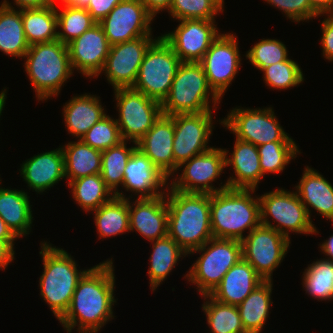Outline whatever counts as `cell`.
<instances>
[{"label":"cell","instance_id":"obj_1","mask_svg":"<svg viewBox=\"0 0 333 333\" xmlns=\"http://www.w3.org/2000/svg\"><path fill=\"white\" fill-rule=\"evenodd\" d=\"M113 266L112 259L106 260L91 267L78 281L69 309L59 320L67 333H71L75 326H78V333H97L114 319Z\"/></svg>","mask_w":333,"mask_h":333},{"label":"cell","instance_id":"obj_2","mask_svg":"<svg viewBox=\"0 0 333 333\" xmlns=\"http://www.w3.org/2000/svg\"><path fill=\"white\" fill-rule=\"evenodd\" d=\"M167 188V235L189 254L213 238L210 194L185 193Z\"/></svg>","mask_w":333,"mask_h":333},{"label":"cell","instance_id":"obj_3","mask_svg":"<svg viewBox=\"0 0 333 333\" xmlns=\"http://www.w3.org/2000/svg\"><path fill=\"white\" fill-rule=\"evenodd\" d=\"M255 189H231L210 194V220L214 238L242 241L261 224L260 201Z\"/></svg>","mask_w":333,"mask_h":333},{"label":"cell","instance_id":"obj_4","mask_svg":"<svg viewBox=\"0 0 333 333\" xmlns=\"http://www.w3.org/2000/svg\"><path fill=\"white\" fill-rule=\"evenodd\" d=\"M44 272L40 276V295L60 320L69 309L78 281L89 270H78L76 261L65 250L41 243Z\"/></svg>","mask_w":333,"mask_h":333},{"label":"cell","instance_id":"obj_5","mask_svg":"<svg viewBox=\"0 0 333 333\" xmlns=\"http://www.w3.org/2000/svg\"><path fill=\"white\" fill-rule=\"evenodd\" d=\"M23 58L38 101L59 95L64 82L73 75L68 47L58 39L29 45Z\"/></svg>","mask_w":333,"mask_h":333},{"label":"cell","instance_id":"obj_6","mask_svg":"<svg viewBox=\"0 0 333 333\" xmlns=\"http://www.w3.org/2000/svg\"><path fill=\"white\" fill-rule=\"evenodd\" d=\"M210 97L213 108H217L221 99L210 88L202 65L199 62H182L178 67L169 94L161 103L162 113L172 116L212 112V107L209 105Z\"/></svg>","mask_w":333,"mask_h":333},{"label":"cell","instance_id":"obj_7","mask_svg":"<svg viewBox=\"0 0 333 333\" xmlns=\"http://www.w3.org/2000/svg\"><path fill=\"white\" fill-rule=\"evenodd\" d=\"M202 253L193 263L186 278L197 286L202 295H210L224 275L242 258V242L233 239L211 238L189 254Z\"/></svg>","mask_w":333,"mask_h":333},{"label":"cell","instance_id":"obj_8","mask_svg":"<svg viewBox=\"0 0 333 333\" xmlns=\"http://www.w3.org/2000/svg\"><path fill=\"white\" fill-rule=\"evenodd\" d=\"M156 38L146 51L132 88L162 103L182 61L161 36Z\"/></svg>","mask_w":333,"mask_h":333},{"label":"cell","instance_id":"obj_9","mask_svg":"<svg viewBox=\"0 0 333 333\" xmlns=\"http://www.w3.org/2000/svg\"><path fill=\"white\" fill-rule=\"evenodd\" d=\"M259 201L262 225L275 229L288 239L290 232L306 235L318 233L296 191L278 188L261 195ZM269 216L274 223L277 222L276 225L271 224Z\"/></svg>","mask_w":333,"mask_h":333},{"label":"cell","instance_id":"obj_10","mask_svg":"<svg viewBox=\"0 0 333 333\" xmlns=\"http://www.w3.org/2000/svg\"><path fill=\"white\" fill-rule=\"evenodd\" d=\"M114 95L121 136L136 144L163 114L161 103L132 87L114 89Z\"/></svg>","mask_w":333,"mask_h":333},{"label":"cell","instance_id":"obj_11","mask_svg":"<svg viewBox=\"0 0 333 333\" xmlns=\"http://www.w3.org/2000/svg\"><path fill=\"white\" fill-rule=\"evenodd\" d=\"M227 118L220 121L235 134L236 139L260 146L274 141H293L280 126L271 107L244 109L233 108Z\"/></svg>","mask_w":333,"mask_h":333},{"label":"cell","instance_id":"obj_12","mask_svg":"<svg viewBox=\"0 0 333 333\" xmlns=\"http://www.w3.org/2000/svg\"><path fill=\"white\" fill-rule=\"evenodd\" d=\"M242 254L264 281H272L275 268L281 264L290 246V239L275 229L260 224L243 238Z\"/></svg>","mask_w":333,"mask_h":333},{"label":"cell","instance_id":"obj_13","mask_svg":"<svg viewBox=\"0 0 333 333\" xmlns=\"http://www.w3.org/2000/svg\"><path fill=\"white\" fill-rule=\"evenodd\" d=\"M225 151L222 148L212 147L208 151L193 156L190 160L181 163L177 171L182 168V174L176 175L169 188L185 193L213 194L229 188L227 182L215 188L212 182L222 174L225 165Z\"/></svg>","mask_w":333,"mask_h":333},{"label":"cell","instance_id":"obj_14","mask_svg":"<svg viewBox=\"0 0 333 333\" xmlns=\"http://www.w3.org/2000/svg\"><path fill=\"white\" fill-rule=\"evenodd\" d=\"M235 34H220L199 62L208 84L221 99L241 66V56Z\"/></svg>","mask_w":333,"mask_h":333},{"label":"cell","instance_id":"obj_15","mask_svg":"<svg viewBox=\"0 0 333 333\" xmlns=\"http://www.w3.org/2000/svg\"><path fill=\"white\" fill-rule=\"evenodd\" d=\"M153 20L140 0H122L99 24L112 46L141 36H152L150 24Z\"/></svg>","mask_w":333,"mask_h":333},{"label":"cell","instance_id":"obj_16","mask_svg":"<svg viewBox=\"0 0 333 333\" xmlns=\"http://www.w3.org/2000/svg\"><path fill=\"white\" fill-rule=\"evenodd\" d=\"M212 113L174 115L173 157L178 166L212 148L207 145L214 129Z\"/></svg>","mask_w":333,"mask_h":333},{"label":"cell","instance_id":"obj_17","mask_svg":"<svg viewBox=\"0 0 333 333\" xmlns=\"http://www.w3.org/2000/svg\"><path fill=\"white\" fill-rule=\"evenodd\" d=\"M152 38L141 36L110 47L102 72L114 89L133 87L146 51L157 40Z\"/></svg>","mask_w":333,"mask_h":333},{"label":"cell","instance_id":"obj_18","mask_svg":"<svg viewBox=\"0 0 333 333\" xmlns=\"http://www.w3.org/2000/svg\"><path fill=\"white\" fill-rule=\"evenodd\" d=\"M220 34L215 20L184 19L174 31L161 37L182 62H200Z\"/></svg>","mask_w":333,"mask_h":333},{"label":"cell","instance_id":"obj_19","mask_svg":"<svg viewBox=\"0 0 333 333\" xmlns=\"http://www.w3.org/2000/svg\"><path fill=\"white\" fill-rule=\"evenodd\" d=\"M72 70L87 77L102 73L111 45L99 23L67 44Z\"/></svg>","mask_w":333,"mask_h":333},{"label":"cell","instance_id":"obj_20","mask_svg":"<svg viewBox=\"0 0 333 333\" xmlns=\"http://www.w3.org/2000/svg\"><path fill=\"white\" fill-rule=\"evenodd\" d=\"M168 180L170 179L153 164L151 159L136 148L124 169L122 187L126 189L125 191L134 192L138 195V199L155 198L166 193ZM164 186L166 189H163Z\"/></svg>","mask_w":333,"mask_h":333},{"label":"cell","instance_id":"obj_21","mask_svg":"<svg viewBox=\"0 0 333 333\" xmlns=\"http://www.w3.org/2000/svg\"><path fill=\"white\" fill-rule=\"evenodd\" d=\"M174 115L162 114L152 128L136 143L137 148L151 159L168 178L177 172L173 157Z\"/></svg>","mask_w":333,"mask_h":333},{"label":"cell","instance_id":"obj_22","mask_svg":"<svg viewBox=\"0 0 333 333\" xmlns=\"http://www.w3.org/2000/svg\"><path fill=\"white\" fill-rule=\"evenodd\" d=\"M126 199H128L130 232L136 230L148 241L167 236L166 194L155 198H136L134 205L130 203L129 197Z\"/></svg>","mask_w":333,"mask_h":333},{"label":"cell","instance_id":"obj_23","mask_svg":"<svg viewBox=\"0 0 333 333\" xmlns=\"http://www.w3.org/2000/svg\"><path fill=\"white\" fill-rule=\"evenodd\" d=\"M21 176L32 190L46 192L65 179L64 154L62 148L40 153L23 162Z\"/></svg>","mask_w":333,"mask_h":333},{"label":"cell","instance_id":"obj_24","mask_svg":"<svg viewBox=\"0 0 333 333\" xmlns=\"http://www.w3.org/2000/svg\"><path fill=\"white\" fill-rule=\"evenodd\" d=\"M234 151L228 157V151H225V165L233 166L234 177L226 181L231 189H256L258 183L264 175L261 171L260 157L258 148L252 143L236 139Z\"/></svg>","mask_w":333,"mask_h":333},{"label":"cell","instance_id":"obj_25","mask_svg":"<svg viewBox=\"0 0 333 333\" xmlns=\"http://www.w3.org/2000/svg\"><path fill=\"white\" fill-rule=\"evenodd\" d=\"M263 281L242 258L228 270L210 296L221 303L238 306Z\"/></svg>","mask_w":333,"mask_h":333},{"label":"cell","instance_id":"obj_26","mask_svg":"<svg viewBox=\"0 0 333 333\" xmlns=\"http://www.w3.org/2000/svg\"><path fill=\"white\" fill-rule=\"evenodd\" d=\"M295 190L311 219V208L333 223V185L319 172L307 166Z\"/></svg>","mask_w":333,"mask_h":333},{"label":"cell","instance_id":"obj_27","mask_svg":"<svg viewBox=\"0 0 333 333\" xmlns=\"http://www.w3.org/2000/svg\"><path fill=\"white\" fill-rule=\"evenodd\" d=\"M62 111L68 133L79 139L106 116L99 97L90 93L73 96L69 102L65 103Z\"/></svg>","mask_w":333,"mask_h":333},{"label":"cell","instance_id":"obj_28","mask_svg":"<svg viewBox=\"0 0 333 333\" xmlns=\"http://www.w3.org/2000/svg\"><path fill=\"white\" fill-rule=\"evenodd\" d=\"M27 192L0 187V217L17 237L29 234L32 225V210Z\"/></svg>","mask_w":333,"mask_h":333},{"label":"cell","instance_id":"obj_29","mask_svg":"<svg viewBox=\"0 0 333 333\" xmlns=\"http://www.w3.org/2000/svg\"><path fill=\"white\" fill-rule=\"evenodd\" d=\"M28 49L21 10H15L11 3L4 0L0 4V51L15 58H22Z\"/></svg>","mask_w":333,"mask_h":333},{"label":"cell","instance_id":"obj_30","mask_svg":"<svg viewBox=\"0 0 333 333\" xmlns=\"http://www.w3.org/2000/svg\"><path fill=\"white\" fill-rule=\"evenodd\" d=\"M64 154L65 177L75 180L81 177L100 174L102 152L78 141L61 147Z\"/></svg>","mask_w":333,"mask_h":333},{"label":"cell","instance_id":"obj_31","mask_svg":"<svg viewBox=\"0 0 333 333\" xmlns=\"http://www.w3.org/2000/svg\"><path fill=\"white\" fill-rule=\"evenodd\" d=\"M272 281H263L239 305L238 311L247 333H260L269 317Z\"/></svg>","mask_w":333,"mask_h":333},{"label":"cell","instance_id":"obj_32","mask_svg":"<svg viewBox=\"0 0 333 333\" xmlns=\"http://www.w3.org/2000/svg\"><path fill=\"white\" fill-rule=\"evenodd\" d=\"M151 243L153 251L149 258L148 275L151 290L155 291L174 269L179 259L188 254L168 235Z\"/></svg>","mask_w":333,"mask_h":333},{"label":"cell","instance_id":"obj_33","mask_svg":"<svg viewBox=\"0 0 333 333\" xmlns=\"http://www.w3.org/2000/svg\"><path fill=\"white\" fill-rule=\"evenodd\" d=\"M21 18L29 45L57 40V8L54 6L22 9Z\"/></svg>","mask_w":333,"mask_h":333},{"label":"cell","instance_id":"obj_34","mask_svg":"<svg viewBox=\"0 0 333 333\" xmlns=\"http://www.w3.org/2000/svg\"><path fill=\"white\" fill-rule=\"evenodd\" d=\"M68 185L72 188L73 199L88 213L91 211L93 213L94 210L115 197L100 174L71 180Z\"/></svg>","mask_w":333,"mask_h":333},{"label":"cell","instance_id":"obj_35","mask_svg":"<svg viewBox=\"0 0 333 333\" xmlns=\"http://www.w3.org/2000/svg\"><path fill=\"white\" fill-rule=\"evenodd\" d=\"M99 238H109L130 231L128 199L114 197L94 210Z\"/></svg>","mask_w":333,"mask_h":333},{"label":"cell","instance_id":"obj_36","mask_svg":"<svg viewBox=\"0 0 333 333\" xmlns=\"http://www.w3.org/2000/svg\"><path fill=\"white\" fill-rule=\"evenodd\" d=\"M128 141H122L120 144L102 151L101 173L104 183L115 194V197L126 199L123 192H119L118 186L123 184L124 169L127 161L137 144L127 148Z\"/></svg>","mask_w":333,"mask_h":333},{"label":"cell","instance_id":"obj_37","mask_svg":"<svg viewBox=\"0 0 333 333\" xmlns=\"http://www.w3.org/2000/svg\"><path fill=\"white\" fill-rule=\"evenodd\" d=\"M203 311L207 317L210 333H247L243 327L238 306L225 304L212 298L203 296ZM209 299V300H208Z\"/></svg>","mask_w":333,"mask_h":333},{"label":"cell","instance_id":"obj_38","mask_svg":"<svg viewBox=\"0 0 333 333\" xmlns=\"http://www.w3.org/2000/svg\"><path fill=\"white\" fill-rule=\"evenodd\" d=\"M306 293L318 301L333 300V262L323 258L314 261L303 272Z\"/></svg>","mask_w":333,"mask_h":333},{"label":"cell","instance_id":"obj_39","mask_svg":"<svg viewBox=\"0 0 333 333\" xmlns=\"http://www.w3.org/2000/svg\"><path fill=\"white\" fill-rule=\"evenodd\" d=\"M58 11L57 7V26L62 31H57V39L66 45L97 23L85 8L66 6Z\"/></svg>","mask_w":333,"mask_h":333},{"label":"cell","instance_id":"obj_40","mask_svg":"<svg viewBox=\"0 0 333 333\" xmlns=\"http://www.w3.org/2000/svg\"><path fill=\"white\" fill-rule=\"evenodd\" d=\"M262 174L281 173L301 153L295 141H274L257 146Z\"/></svg>","mask_w":333,"mask_h":333},{"label":"cell","instance_id":"obj_41","mask_svg":"<svg viewBox=\"0 0 333 333\" xmlns=\"http://www.w3.org/2000/svg\"><path fill=\"white\" fill-rule=\"evenodd\" d=\"M223 8L215 0H172L168 13L175 20H215Z\"/></svg>","mask_w":333,"mask_h":333},{"label":"cell","instance_id":"obj_42","mask_svg":"<svg viewBox=\"0 0 333 333\" xmlns=\"http://www.w3.org/2000/svg\"><path fill=\"white\" fill-rule=\"evenodd\" d=\"M264 82L272 89H288L298 86L304 81L299 65L291 59L277 62L261 70Z\"/></svg>","mask_w":333,"mask_h":333},{"label":"cell","instance_id":"obj_43","mask_svg":"<svg viewBox=\"0 0 333 333\" xmlns=\"http://www.w3.org/2000/svg\"><path fill=\"white\" fill-rule=\"evenodd\" d=\"M80 140L102 152L120 144L123 138L116 119L106 115L94 124Z\"/></svg>","mask_w":333,"mask_h":333},{"label":"cell","instance_id":"obj_44","mask_svg":"<svg viewBox=\"0 0 333 333\" xmlns=\"http://www.w3.org/2000/svg\"><path fill=\"white\" fill-rule=\"evenodd\" d=\"M246 58L260 71L277 62L286 61L288 51L286 45L276 39H261L246 53Z\"/></svg>","mask_w":333,"mask_h":333},{"label":"cell","instance_id":"obj_45","mask_svg":"<svg viewBox=\"0 0 333 333\" xmlns=\"http://www.w3.org/2000/svg\"><path fill=\"white\" fill-rule=\"evenodd\" d=\"M279 10H283L287 19L293 22L309 21L319 15L309 3V0H264Z\"/></svg>","mask_w":333,"mask_h":333},{"label":"cell","instance_id":"obj_46","mask_svg":"<svg viewBox=\"0 0 333 333\" xmlns=\"http://www.w3.org/2000/svg\"><path fill=\"white\" fill-rule=\"evenodd\" d=\"M322 37V52L329 61H333V14H327V18L321 23Z\"/></svg>","mask_w":333,"mask_h":333},{"label":"cell","instance_id":"obj_47","mask_svg":"<svg viewBox=\"0 0 333 333\" xmlns=\"http://www.w3.org/2000/svg\"><path fill=\"white\" fill-rule=\"evenodd\" d=\"M122 0H90L85 8L92 18L99 23Z\"/></svg>","mask_w":333,"mask_h":333},{"label":"cell","instance_id":"obj_48","mask_svg":"<svg viewBox=\"0 0 333 333\" xmlns=\"http://www.w3.org/2000/svg\"><path fill=\"white\" fill-rule=\"evenodd\" d=\"M14 241L15 240H0V269H4L11 263L14 258Z\"/></svg>","mask_w":333,"mask_h":333},{"label":"cell","instance_id":"obj_49","mask_svg":"<svg viewBox=\"0 0 333 333\" xmlns=\"http://www.w3.org/2000/svg\"><path fill=\"white\" fill-rule=\"evenodd\" d=\"M144 6L146 7L147 11L155 17L159 11L167 10L171 6L172 0H140Z\"/></svg>","mask_w":333,"mask_h":333},{"label":"cell","instance_id":"obj_50","mask_svg":"<svg viewBox=\"0 0 333 333\" xmlns=\"http://www.w3.org/2000/svg\"><path fill=\"white\" fill-rule=\"evenodd\" d=\"M14 6L20 10L31 9V8H43L53 4V0H13Z\"/></svg>","mask_w":333,"mask_h":333},{"label":"cell","instance_id":"obj_51","mask_svg":"<svg viewBox=\"0 0 333 333\" xmlns=\"http://www.w3.org/2000/svg\"><path fill=\"white\" fill-rule=\"evenodd\" d=\"M310 6L319 14H333V0H309Z\"/></svg>","mask_w":333,"mask_h":333},{"label":"cell","instance_id":"obj_52","mask_svg":"<svg viewBox=\"0 0 333 333\" xmlns=\"http://www.w3.org/2000/svg\"><path fill=\"white\" fill-rule=\"evenodd\" d=\"M321 252L324 253L327 258L326 260L332 261L333 262V235L328 238V240H325L321 245Z\"/></svg>","mask_w":333,"mask_h":333},{"label":"cell","instance_id":"obj_53","mask_svg":"<svg viewBox=\"0 0 333 333\" xmlns=\"http://www.w3.org/2000/svg\"><path fill=\"white\" fill-rule=\"evenodd\" d=\"M16 238L5 221L0 217V240H16Z\"/></svg>","mask_w":333,"mask_h":333},{"label":"cell","instance_id":"obj_54","mask_svg":"<svg viewBox=\"0 0 333 333\" xmlns=\"http://www.w3.org/2000/svg\"><path fill=\"white\" fill-rule=\"evenodd\" d=\"M7 90H2V92L0 93V116L2 115V111H3V108H4V106H5V100H6V98H7V96H6V92Z\"/></svg>","mask_w":333,"mask_h":333},{"label":"cell","instance_id":"obj_55","mask_svg":"<svg viewBox=\"0 0 333 333\" xmlns=\"http://www.w3.org/2000/svg\"><path fill=\"white\" fill-rule=\"evenodd\" d=\"M55 1H57V0H53L52 6H54L55 8H57ZM77 1L78 0H61L60 3H62V5H63L61 7H66V6H74Z\"/></svg>","mask_w":333,"mask_h":333},{"label":"cell","instance_id":"obj_56","mask_svg":"<svg viewBox=\"0 0 333 333\" xmlns=\"http://www.w3.org/2000/svg\"><path fill=\"white\" fill-rule=\"evenodd\" d=\"M90 0H78L74 7H78V8H86L89 4Z\"/></svg>","mask_w":333,"mask_h":333},{"label":"cell","instance_id":"obj_57","mask_svg":"<svg viewBox=\"0 0 333 333\" xmlns=\"http://www.w3.org/2000/svg\"><path fill=\"white\" fill-rule=\"evenodd\" d=\"M222 8L224 5V0H215Z\"/></svg>","mask_w":333,"mask_h":333}]
</instances>
